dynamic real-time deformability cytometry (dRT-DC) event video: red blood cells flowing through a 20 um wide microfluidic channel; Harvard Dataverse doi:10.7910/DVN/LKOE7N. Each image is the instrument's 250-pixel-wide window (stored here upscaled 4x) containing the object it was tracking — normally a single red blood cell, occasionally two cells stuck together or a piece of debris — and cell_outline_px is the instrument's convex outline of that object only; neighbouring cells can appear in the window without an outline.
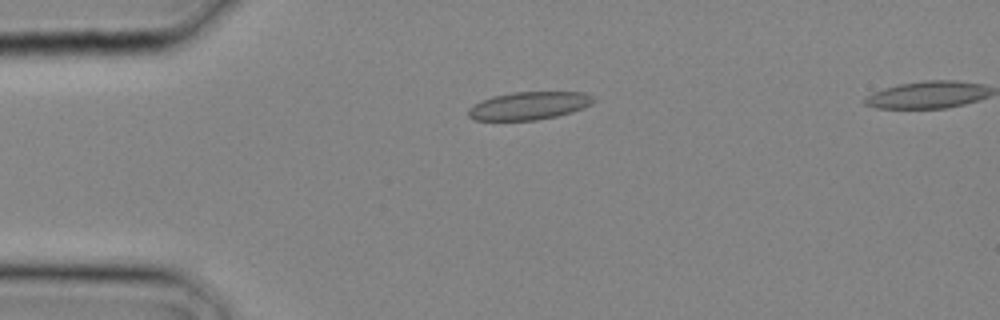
{"species": "common noctule bat (a hibernating species)", "species_latin": "Nyctalus noctula", "temperature_condition": "cold", "stored_images_in_passage": 3, "camera_frame_rate_fps": 3000, "um_per_image_px": 0.085, "animal": {"sex": "male", "body_mass_g": 20.4}, "frame": {"image": 1, "passage_image": 2, "time_ms": 0.333, "image_size_px": [1000, 320], "cell_outline_px": [[596, 100], [592, 104], [584, 108], [572, 112], [556, 116], [536, 120], [472, 120], [468, 116], [468, 108], [492, 96], [512, 92], [584, 92], [592, 96]], "centroid_in_image_um": [44.99, 8.98], "position_along_channel_um": 40.0, "area_um2": 20.35}}